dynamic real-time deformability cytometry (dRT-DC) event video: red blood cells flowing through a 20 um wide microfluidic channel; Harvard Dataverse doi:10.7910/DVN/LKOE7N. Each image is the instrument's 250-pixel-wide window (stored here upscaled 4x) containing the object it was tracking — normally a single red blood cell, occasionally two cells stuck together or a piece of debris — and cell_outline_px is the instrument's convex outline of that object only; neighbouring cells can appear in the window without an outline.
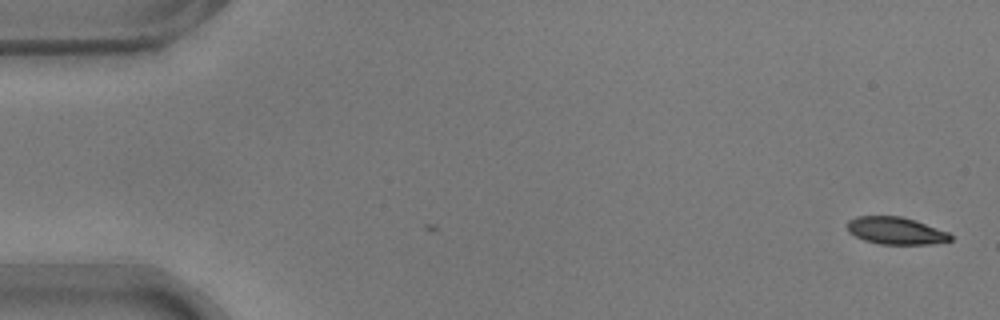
{"species": "common noctule bat (a hibernating species)", "species_latin": "Nyctalus noctula", "temperature_condition": "warm", "stored_images_in_passage": 55, "camera_frame_rate_fps": 3000, "um_per_image_px": 0.085, "animal": {"sex": "male", "body_mass_g": 17.9}, "frame": {"image": 1, "passage_image": 1, "time_ms": 0.0, "image_size_px": [1000, 320], "cell_outline_px": [[952, 240], [928, 244], [880, 244], [864, 240], [848, 232], [848, 220], [856, 216], [900, 216], [916, 220], [948, 232], [952, 236]], "centroid_in_image_um": [76.13, 19.6], "position_along_channel_um": 8.9, "area_um2": 16.36}}
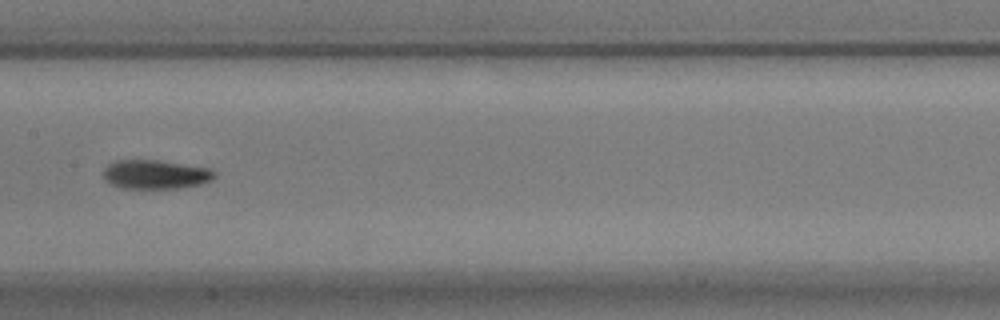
{"frame": {"image": 2, "passage_image": 27, "time_ms": 8.667, "image_size_px": [1000, 320], "cell_outline_px": [[216, 176], [212, 180], [200, 184], [180, 188], [120, 188], [112, 184], [104, 176], [104, 168], [108, 164], [116, 160], [156, 160], [208, 168], [216, 172]], "centroid_in_image_um": [13.23, 14.83], "position_along_channel_um": 194.2, "area_um2": 18.61}}
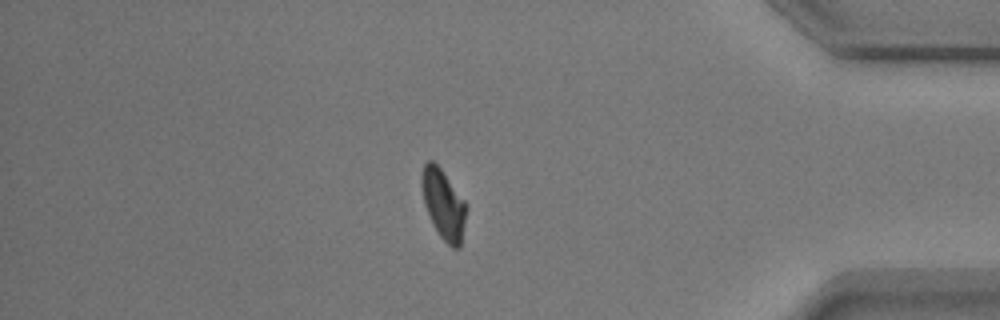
{"frame": {"image": 3, "passage_image": 46, "time_ms": 15.0, "image_size_px": [1000, 320], "cell_outline_px": [[464, 224], [460, 248], [452, 248], [440, 236], [432, 224], [424, 204], [420, 184], [420, 176], [424, 164], [428, 160], [432, 160], [440, 168], [464, 200]], "centroid_in_image_um": [37.63, 17.35], "position_along_channel_um": 397.6, "area_um2": 17.8}, "authors_computed_cell_mechanics": {"area_um2": 18.0914, "velocity_mm_per_s": 3.7256, "shape_relaxation_time_tau1_ms": 3.318, "shape_relaxation_time_tau2_ms": 4.5747, "deformation_change_tau1": 0.1416, "deformation_change_tau2": 0.0982}}